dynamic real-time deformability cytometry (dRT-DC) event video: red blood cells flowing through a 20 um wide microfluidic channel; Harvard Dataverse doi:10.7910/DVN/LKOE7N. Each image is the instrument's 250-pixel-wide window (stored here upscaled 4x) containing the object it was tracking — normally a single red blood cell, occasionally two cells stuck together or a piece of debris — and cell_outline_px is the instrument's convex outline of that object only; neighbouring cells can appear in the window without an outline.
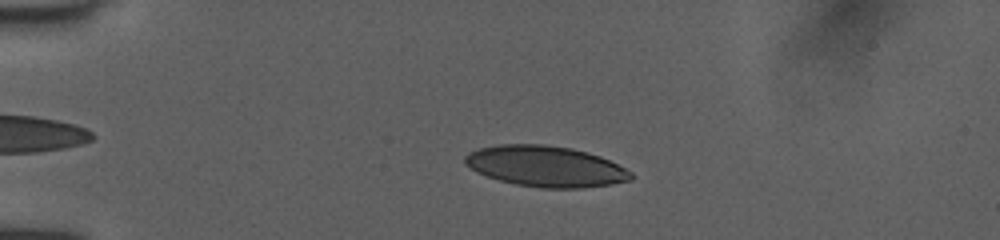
{"species": "human", "species_latin": "Homo sapiens", "temperature_condition": "room temperature", "stored_images_in_passage": 51, "camera_frame_rate_fps": 3000, "um_per_image_px": 0.085, "donor": {"sex": "female"}, "frame": {"image": 1, "passage_image": 12, "time_ms": 3.667, "image_size_px": [1000, 240], "cell_outline_px": [[632, 180], [612, 184], [584, 188], [540, 188], [516, 184], [500, 180], [476, 172], [464, 164], [464, 156], [468, 152], [480, 148], [500, 144], [544, 144], [572, 148], [600, 156], [632, 172]], "centroid_in_image_um": [46.36, 14.14], "position_along_channel_um": 38.6, "area_um2": 39.54}}
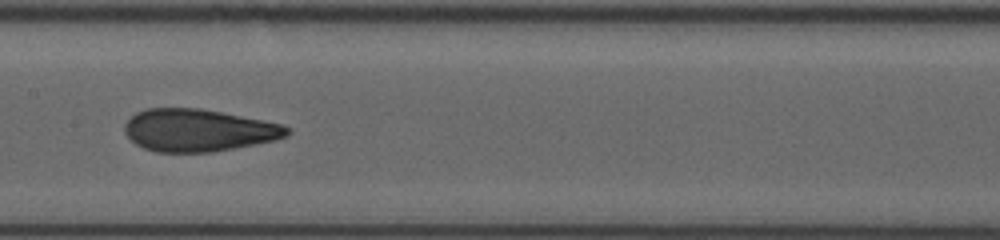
{"frame": {"image": 2, "passage_image": 27, "time_ms": 8.667, "image_size_px": [1000, 240], "cell_outline_px": [[292, 132], [288, 136], [276, 140], [212, 152], [156, 152], [144, 148], [136, 144], [124, 132], [124, 124], [136, 112], [148, 108], [200, 108], [264, 120], [284, 124]], "centroid_in_image_um": [16.89, 11.07], "position_along_channel_um": 190.5, "area_um2": 40.17}}
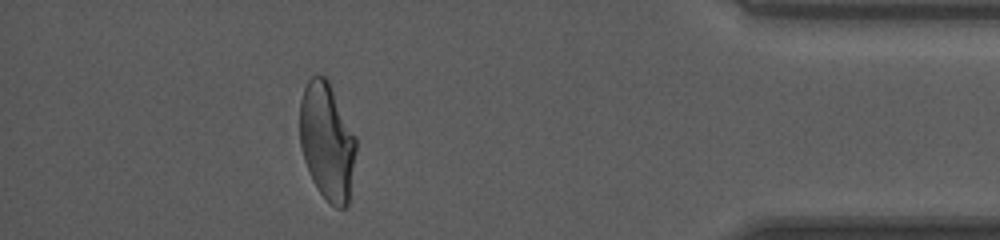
{"frame": {"image": 3, "passage_image": 46, "time_ms": 15.0, "image_size_px": [1000, 240], "cell_outline_px": [[356, 152], [348, 204], [344, 208], [336, 208], [316, 188], [312, 180], [304, 160], [300, 144], [300, 100], [304, 88], [308, 80], [312, 76], [324, 76], [328, 80], [356, 136]], "centroid_in_image_um": [27.8, 12.02], "position_along_channel_um": 407.4, "area_um2": 38.32}, "authors_computed_cell_mechanics": {"area_um2": 39.593, "velocity_mm_per_s": 4.0502, "shape_relaxation_time_tau1_ms": 7.7409, "shape_relaxation_time_tau2_ms": 1.1161, "deformation_change_tau1": 0.2447, "deformation_change_tau2": 0.0871}}